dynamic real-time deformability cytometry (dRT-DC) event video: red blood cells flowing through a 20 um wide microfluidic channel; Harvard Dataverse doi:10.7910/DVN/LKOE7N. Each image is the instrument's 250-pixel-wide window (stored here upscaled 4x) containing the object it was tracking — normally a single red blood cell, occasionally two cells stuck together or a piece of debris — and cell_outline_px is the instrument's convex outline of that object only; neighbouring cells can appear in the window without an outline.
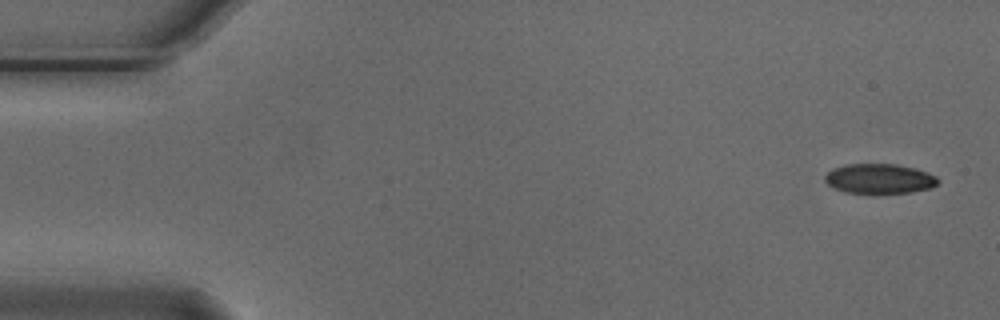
{"species": "Egyptian fruit bat (a non-hibernating species)", "species_latin": "Rousettus aegyptiacus", "temperature_condition": "cold", "stored_images_in_passage": 6, "camera_frame_rate_fps": 3000, "um_per_image_px": 0.085, "animal": {"sex": "male"}, "frame": {"image": 1, "passage_image": 1, "time_ms": 0.0, "image_size_px": [1000, 320], "cell_outline_px": [[940, 180], [932, 188], [912, 192], [876, 196], [844, 192], [828, 184], [824, 180], [824, 176], [832, 168], [848, 164], [896, 164], [916, 168], [928, 172], [936, 176]], "centroid_in_image_um": [74.77, 15.23], "position_along_channel_um": 10.2, "area_um2": 20.46}}
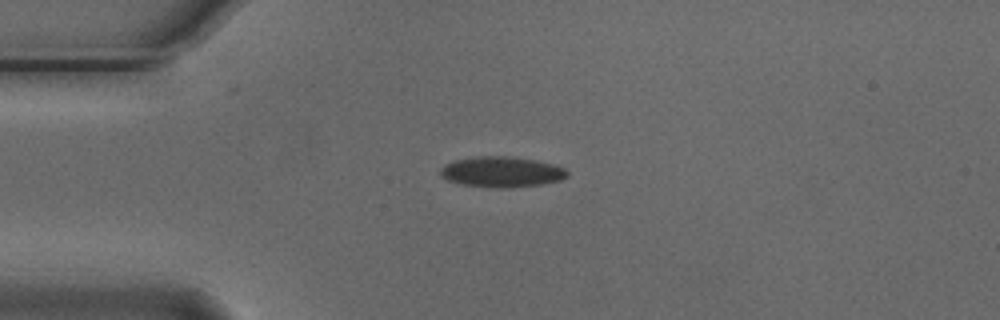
{"frame": {"image": 2, "passage_image": 4, "time_ms": 1.0, "image_size_px": [1000, 320], "cell_outline_px": [[568, 176], [560, 180], [540, 184], [504, 188], [500, 188], [464, 184], [448, 180], [440, 176], [440, 168], [444, 164], [456, 160], [480, 156], [512, 156], [536, 160], [556, 164], [564, 168], [568, 172]], "centroid_in_image_um": [42.66, 14.59], "position_along_channel_um": 42.3, "area_um2": 22.48}}
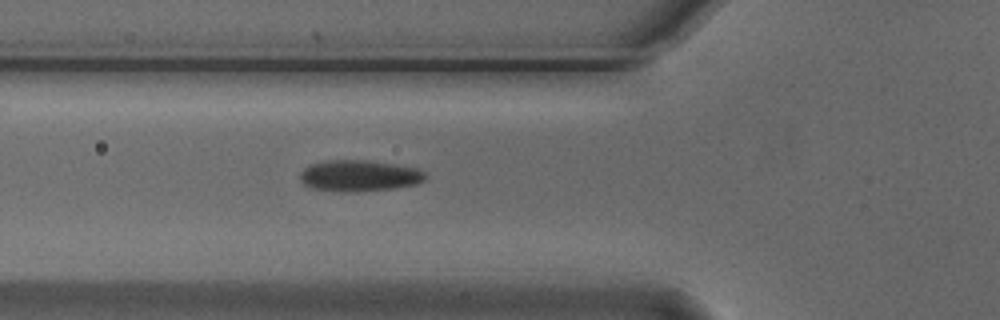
{"frame": {"image": 3, "passage_image": 6, "time_ms": 1.667, "image_size_px": [1000, 320], "cell_outline_px": [[424, 180], [416, 184], [396, 188], [356, 192], [348, 192], [312, 188], [304, 184], [300, 180], [300, 172], [304, 168], [312, 164], [328, 160], [364, 160], [420, 168], [424, 172]], "centroid_in_image_um": [30.53, 14.94], "position_along_channel_um": 95.3, "area_um2": 22.72}}